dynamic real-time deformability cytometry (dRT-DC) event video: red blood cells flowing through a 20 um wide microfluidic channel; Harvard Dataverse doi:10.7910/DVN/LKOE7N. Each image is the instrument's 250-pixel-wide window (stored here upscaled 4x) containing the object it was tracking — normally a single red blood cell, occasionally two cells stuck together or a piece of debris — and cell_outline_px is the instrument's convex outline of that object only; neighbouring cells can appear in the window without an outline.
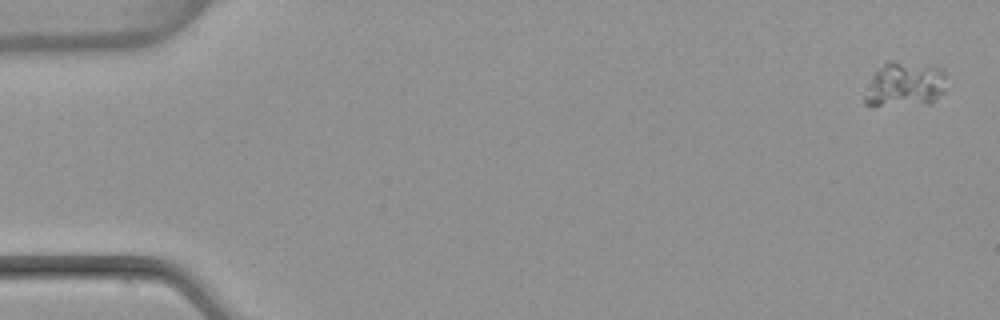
{"species": "common noctule bat (a hibernating species)", "species_latin": "Nyctalus noctula", "temperature_condition": "warm", "stored_images_in_passage": 5, "camera_frame_rate_fps": 3000, "um_per_image_px": 0.085, "animal": {"sex": "female", "body_mass_g": 22.7, "forearm_length_mm": 54.2}, "frame": {"image": 1, "passage_image": 1, "time_ms": 0.0, "image_size_px": [1000, 320], "cell_outline_px": [[944, 92], [928, 104], [872, 108], [868, 108], [864, 104], [864, 96], [872, 76], [888, 60], [892, 60], [936, 64], [944, 68]], "centroid_in_image_um": [76.9, 7.19], "position_along_channel_um": 8.1, "area_um2": 22.31}}
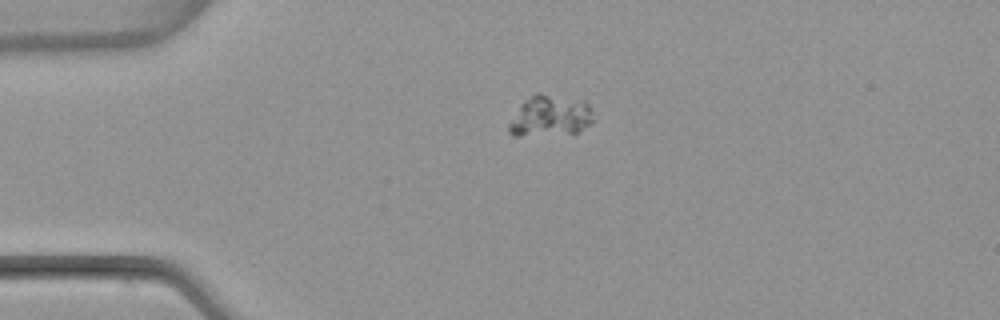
{"frame": {"image": 2, "passage_image": 4, "time_ms": 3.667, "image_size_px": [1000, 320], "cell_outline_px": [[592, 120], [580, 132], [520, 136], [512, 136], [508, 132], [508, 124], [520, 104], [524, 100], [536, 92], [540, 92], [584, 100], [588, 104]], "centroid_in_image_um": [46.7, 9.83], "position_along_channel_um": 38.3, "area_um2": 20.23}}